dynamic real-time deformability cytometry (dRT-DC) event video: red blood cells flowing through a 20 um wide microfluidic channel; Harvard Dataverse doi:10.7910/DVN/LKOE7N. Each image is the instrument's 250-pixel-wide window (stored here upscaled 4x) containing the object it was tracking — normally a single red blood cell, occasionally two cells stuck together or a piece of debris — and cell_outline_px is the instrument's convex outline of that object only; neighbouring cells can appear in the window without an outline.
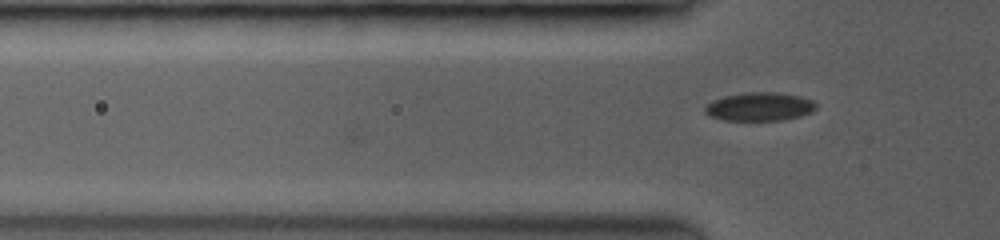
{"species": "common noctule bat (a hibernating species)", "species_latin": "Nyctalus noctula", "temperature_condition": "room temperature", "stored_images_in_passage": 8, "camera_frame_rate_fps": 3500, "um_per_image_px": 0.085, "animal": {"sex": "female", "body_mass_g": 19.0, "forearm_length_mm": 53.3}, "frame": {"image": 1, "passage_image": 8, "time_ms": 4.571, "image_size_px": [1000, 240], "cell_outline_px": [[816, 108], [800, 116], [784, 120], [724, 120], [712, 116], [704, 112], [704, 108], [712, 100], [724, 96], [752, 92], [768, 92], [800, 96], [812, 100], [816, 104]], "centroid_in_image_um": [64.54, 9.07], "position_along_channel_um": 61.3, "area_um2": 18.09}}